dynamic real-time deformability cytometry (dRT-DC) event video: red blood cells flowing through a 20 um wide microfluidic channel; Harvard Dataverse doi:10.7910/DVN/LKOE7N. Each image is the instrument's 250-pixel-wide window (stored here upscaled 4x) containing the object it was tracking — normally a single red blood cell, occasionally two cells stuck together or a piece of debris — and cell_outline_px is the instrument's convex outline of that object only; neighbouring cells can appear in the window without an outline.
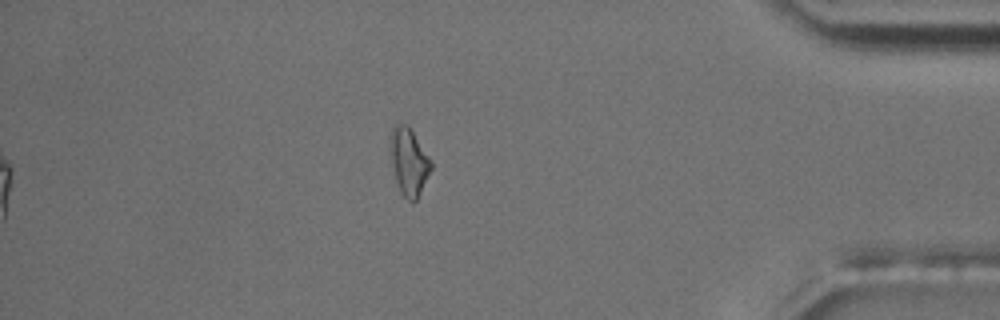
{"species": "common noctule bat (a hibernating species)", "species_latin": "Nyctalus noctula", "temperature_condition": "room temperature", "stored_images_in_passage": 44, "camera_frame_rate_fps": 3000, "um_per_image_px": 0.085, "animal": {"sex": "male", "body_mass_g": 17.5, "forearm_length_mm": 52.3}, "frame": {"image": 1, "passage_image": 44, "time_ms": 14.333, "image_size_px": [1000, 320], "cell_outline_px": [[432, 168], [416, 200], [412, 204], [400, 192], [396, 180], [392, 164], [388, 144], [388, 140], [392, 128], [396, 120], [400, 120], [408, 124], [428, 156], [432, 164]], "centroid_in_image_um": [34.71, 13.66], "position_along_channel_um": 400.5, "area_um2": 16.24}, "authors_computed_cell_mechanics": {"area_um2": 14.5945, "velocity_mm_per_s": 3.6553, "shape_relaxation_time_tau1_ms": null, "shape_relaxation_time_tau2_ms": 6.2628, "deformation_change_tau1": null, "deformation_change_tau2": 0.1513}}